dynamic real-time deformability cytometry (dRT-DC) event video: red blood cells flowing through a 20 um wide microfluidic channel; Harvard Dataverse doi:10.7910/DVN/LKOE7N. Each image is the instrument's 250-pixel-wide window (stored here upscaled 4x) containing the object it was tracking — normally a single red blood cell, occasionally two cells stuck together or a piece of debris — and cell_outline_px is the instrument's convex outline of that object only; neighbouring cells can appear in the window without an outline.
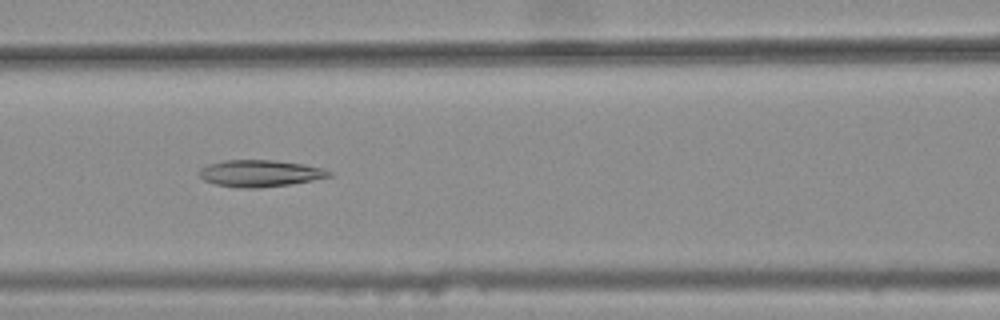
{"species": "common noctule bat (a hibernating species)", "species_latin": "Nyctalus noctula", "temperature_condition": "warm", "stored_images_in_passage": 49, "camera_frame_rate_fps": 3000, "um_per_image_px": 0.085, "animal": {"sex": "female", "body_mass_g": 25.1}, "frame": {"image": 1, "passage_image": 22, "time_ms": 7.0, "image_size_px": [1000, 320], "cell_outline_px": [[332, 176], [292, 184], [260, 188], [240, 188], [216, 184], [204, 180], [196, 172], [200, 168], [208, 164], [224, 160], [272, 160], [300, 164], [324, 168], [332, 172]], "centroid_in_image_um": [22.07, 14.74], "position_along_channel_um": 144.5, "area_um2": 20.29}}
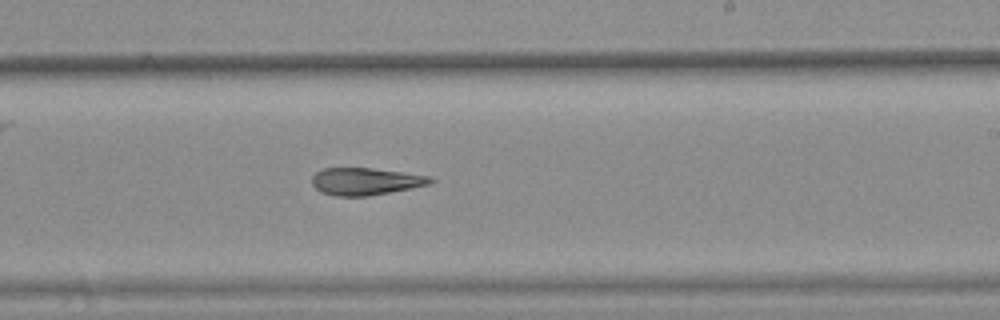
{"frame": {"image": 2, "passage_image": 31, "time_ms": 10.0, "image_size_px": [1000, 320], "cell_outline_px": [[436, 180], [428, 184], [412, 188], [368, 196], [336, 196], [320, 192], [312, 184], [312, 176], [316, 172], [324, 168], [372, 168], [404, 172], [432, 176]], "centroid_in_image_um": [31.08, 15.41], "position_along_channel_um": 257.9, "area_um2": 18.9}}
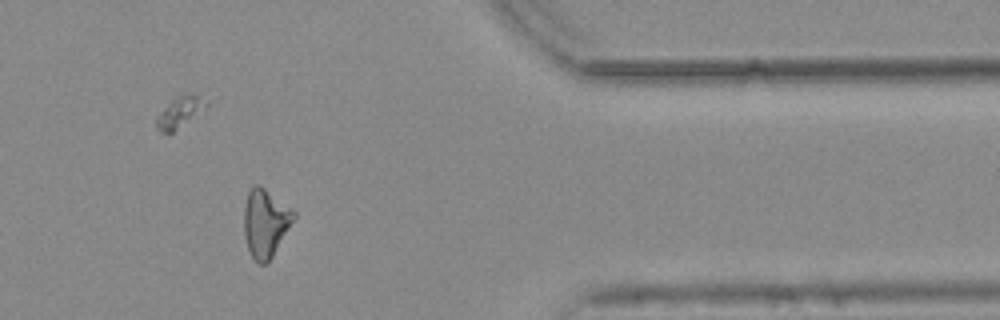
{"frame": {"image": 3, "passage_image": 43, "time_ms": 14.0, "image_size_px": [1000, 320], "cell_outline_px": [[296, 216], [268, 264], [260, 264], [252, 256], [248, 248], [244, 236], [244, 208], [248, 192], [252, 184], [260, 184], [296, 212]], "centroid_in_image_um": [22.55, 18.93], "position_along_channel_um": 388.8, "area_um2": 19.77}, "authors_computed_cell_mechanics": {"area_um2": 19.941, "velocity_mm_per_s": 3.7961, "shape_relaxation_time_tau1_ms": null, "shape_relaxation_time_tau2_ms": 5.4669, "deformation_change_tau1": null, "deformation_change_tau2": 0.1585}}